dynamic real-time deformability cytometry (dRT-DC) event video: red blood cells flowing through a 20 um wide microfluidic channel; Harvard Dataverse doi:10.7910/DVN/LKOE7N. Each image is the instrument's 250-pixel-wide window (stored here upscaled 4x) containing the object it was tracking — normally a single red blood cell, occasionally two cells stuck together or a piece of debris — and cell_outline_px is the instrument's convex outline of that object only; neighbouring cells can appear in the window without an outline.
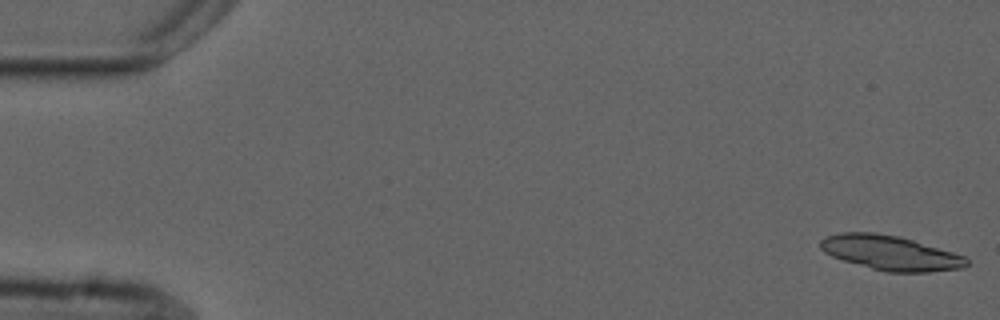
{"species": "common noctule bat (a hibernating species)", "species_latin": "Nyctalus noctula", "temperature_condition": "cold", "stored_images_in_passage": 6, "camera_frame_rate_fps": 3000, "um_per_image_px": 0.085, "animal": {"sex": "male", "forearm_length_mm": 52.5}, "frame": {"image": 1, "passage_image": 1, "time_ms": 0.0, "image_size_px": [1000, 320], "cell_outline_px": [[968, 264], [964, 268], [928, 272], [884, 272], [844, 260], [832, 256], [824, 252], [820, 248], [820, 240], [824, 236], [840, 232], [872, 232], [900, 236], [952, 252], [964, 256], [968, 260]], "centroid_in_image_um": [75.66, 21.49], "position_along_channel_um": 9.3, "area_um2": 29.48}}
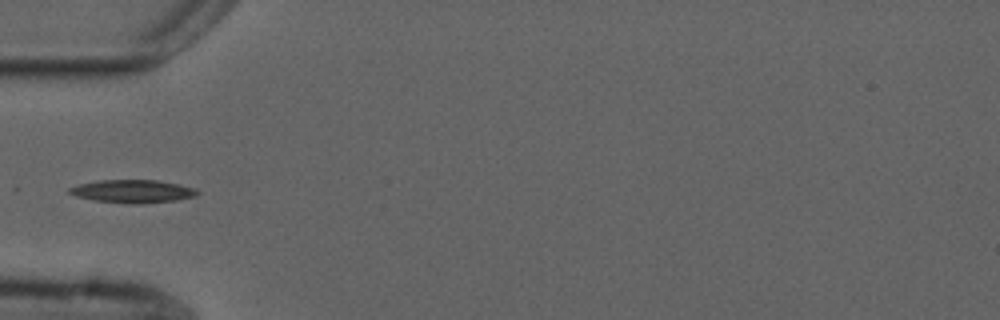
{"frame": {"image": 2, "passage_image": 6, "time_ms": 5.667, "image_size_px": [1000, 320], "cell_outline_px": [[200, 192], [196, 196], [176, 200], [140, 204], [128, 204], [92, 200], [76, 196], [68, 192], [68, 188], [76, 184], [100, 180], [156, 180], [180, 184], [196, 188]], "centroid_in_image_um": [11.27, 16.26], "position_along_channel_um": 73.7, "area_um2": 17.4}}